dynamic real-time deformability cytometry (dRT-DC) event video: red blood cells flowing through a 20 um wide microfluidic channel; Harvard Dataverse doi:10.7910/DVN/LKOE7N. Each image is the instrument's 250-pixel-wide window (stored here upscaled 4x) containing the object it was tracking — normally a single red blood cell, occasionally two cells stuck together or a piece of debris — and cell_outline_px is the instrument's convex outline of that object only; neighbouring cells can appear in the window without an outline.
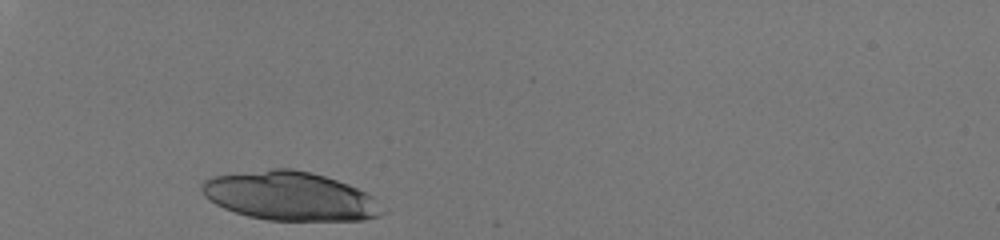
{"species": "human", "species_latin": "Homo sapiens", "temperature_condition": "room temperature", "stored_images_in_passage": 28, "camera_frame_rate_fps": 3000, "um_per_image_px": 0.085, "donor": {"sex": "male"}, "frame": {"image": 1, "passage_image": 1, "time_ms": 0.0, "image_size_px": [1000, 240], "cell_outline_px": [[388, 212], [380, 216], [364, 220], [268, 220], [248, 216], [224, 208], [216, 204], [204, 196], [200, 188], [200, 184], [208, 176], [272, 168], [292, 168], [324, 176], [348, 184], [372, 196]], "centroid_in_image_um": [24.63, 16.66], "position_along_channel_um": 60.4, "area_um2": 51.5}}